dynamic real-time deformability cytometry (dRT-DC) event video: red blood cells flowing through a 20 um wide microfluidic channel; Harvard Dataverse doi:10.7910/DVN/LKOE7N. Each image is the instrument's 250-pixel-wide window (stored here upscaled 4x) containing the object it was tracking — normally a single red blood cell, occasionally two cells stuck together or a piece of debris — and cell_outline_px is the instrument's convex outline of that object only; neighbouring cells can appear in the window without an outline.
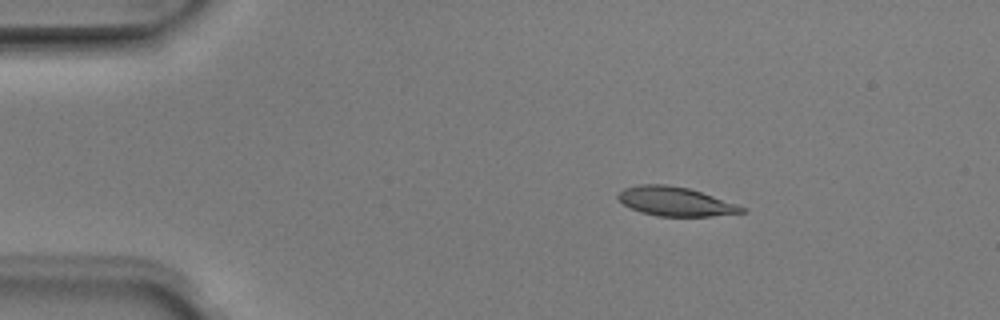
{"species": "Egyptian fruit bat (a non-hibernating species)", "species_latin": "Rousettus aegyptiacus", "temperature_condition": "room temperature", "stored_images_in_passage": 7, "camera_frame_rate_fps": 3000, "um_per_image_px": 0.085, "animal": {"sex": "male"}, "frame": {"image": 1, "passage_image": 3, "time_ms": 0.667, "image_size_px": [1000, 320], "cell_outline_px": [[748, 212], [712, 216], [656, 216], [640, 212], [624, 204], [616, 196], [624, 188], [640, 184], [668, 184], [688, 188], [736, 204], [744, 208]], "centroid_in_image_um": [57.39, 17.12], "position_along_channel_um": 27.6, "area_um2": 20.75}}
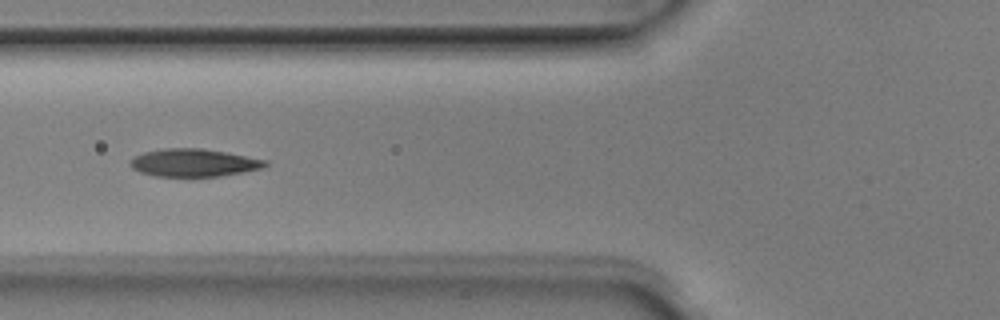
{"frame": {"image": 2, "passage_image": 6, "time_ms": 1.667, "image_size_px": [1000, 320], "cell_outline_px": [[268, 164], [264, 168], [244, 172], [220, 176], [156, 176], [140, 172], [132, 168], [128, 164], [128, 160], [144, 152], [164, 148], [204, 148], [268, 160]], "centroid_in_image_um": [16.48, 13.83], "position_along_channel_um": 109.3, "area_um2": 21.96}}
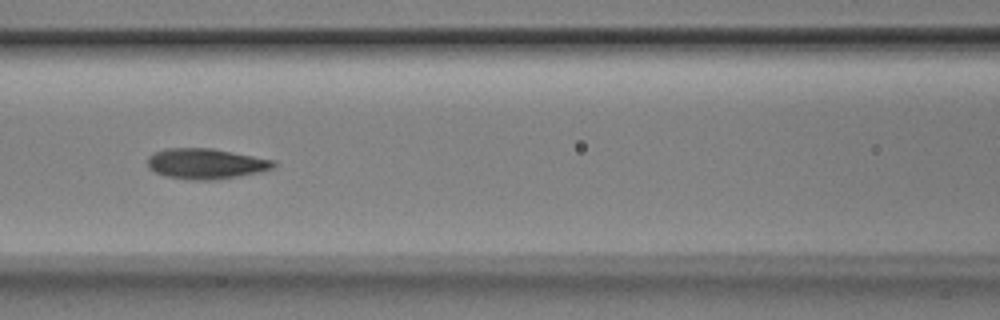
{"frame": {"image": 3, "passage_image": 7, "time_ms": 2.0, "image_size_px": [1000, 320], "cell_outline_px": [[276, 164], [272, 168], [260, 172], [240, 176], [216, 180], [188, 180], [168, 176], [156, 172], [148, 168], [148, 156], [152, 152], [164, 148], [212, 148], [276, 160]], "centroid_in_image_um": [17.5, 13.91], "position_along_channel_um": 149.1, "area_um2": 22.6}}